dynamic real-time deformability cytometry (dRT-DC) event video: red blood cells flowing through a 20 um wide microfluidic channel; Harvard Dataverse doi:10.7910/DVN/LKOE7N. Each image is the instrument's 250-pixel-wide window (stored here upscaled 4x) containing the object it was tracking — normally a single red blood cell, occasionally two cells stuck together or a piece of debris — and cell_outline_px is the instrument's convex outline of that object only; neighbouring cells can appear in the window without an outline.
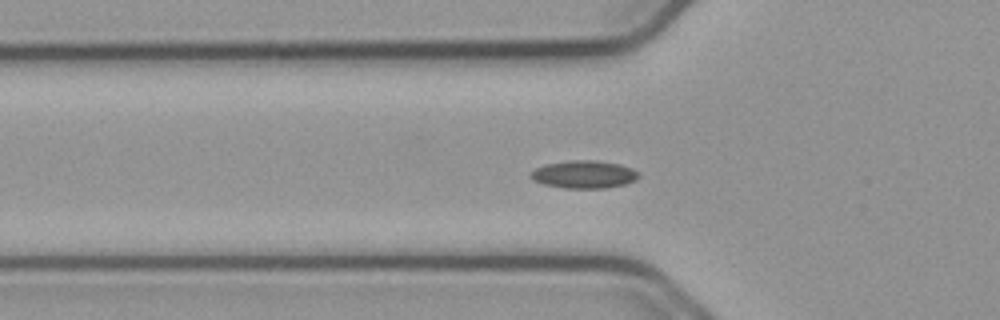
{"species": "common noctule bat (a hibernating species)", "species_latin": "Nyctalus noctula", "temperature_condition": "cold", "stored_images_in_passage": 34, "camera_frame_rate_fps": 3000, "um_per_image_px": 0.085, "animal": {"sex": "male", "body_mass_g": 23.1, "forearm_length_mm": 52.7}, "frame": {"image": 1, "passage_image": 4, "time_ms": 1.0, "image_size_px": [1000, 320], "cell_outline_px": [[640, 176], [636, 180], [624, 184], [604, 188], [564, 188], [544, 184], [532, 180], [528, 176], [536, 168], [544, 164], [572, 160], [596, 160], [620, 164], [632, 168], [640, 172]], "centroid_in_image_um": [49.65, 14.82], "position_along_channel_um": 76.1, "area_um2": 17.57}}
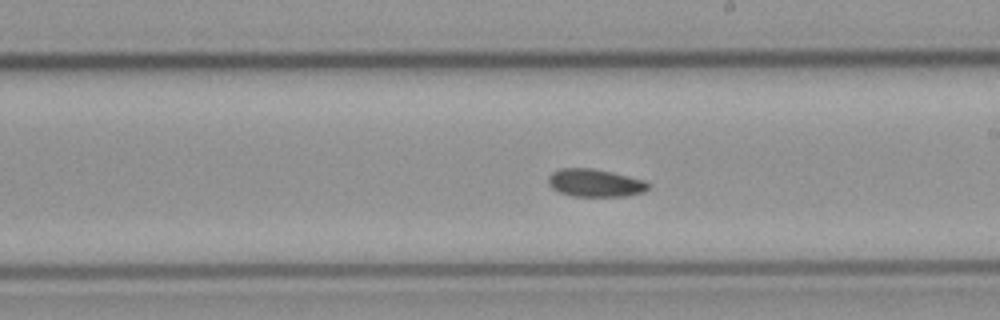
{"frame": {"image": 2, "passage_image": 17, "time_ms": 5.333, "image_size_px": [1000, 320], "cell_outline_px": [[652, 184], [644, 192], [628, 196], [572, 196], [560, 192], [552, 188], [548, 184], [548, 176], [552, 172], [560, 168], [592, 168], [628, 176], [644, 180]], "centroid_in_image_um": [50.59, 15.55], "position_along_channel_um": 238.4, "area_um2": 16.24}}
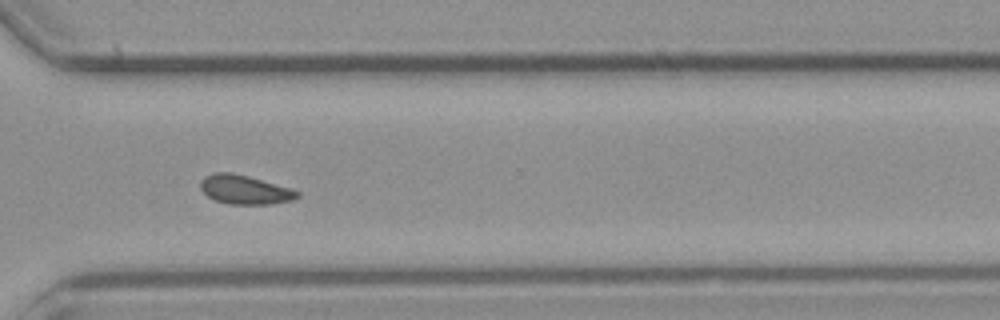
{"frame": {"image": 3, "passage_image": 26, "time_ms": 8.333, "image_size_px": [1000, 320], "cell_outline_px": [[300, 196], [292, 200], [272, 204], [228, 204], [216, 200], [208, 196], [200, 188], [200, 180], [204, 176], [212, 172], [232, 172], [248, 176], [288, 188], [300, 192]], "centroid_in_image_um": [20.76, 16.11], "position_along_channel_um": 349.8, "area_um2": 16.3}, "authors_computed_cell_mechanics": {"area_um2": 16.5886, "velocity_mm_per_s": 3.7153, "shape_relaxation_time_tau1_ms": null, "shape_relaxation_time_tau2_ms": 6.4589, "deformation_change_tau1": null, "deformation_change_tau2": 0.107}}